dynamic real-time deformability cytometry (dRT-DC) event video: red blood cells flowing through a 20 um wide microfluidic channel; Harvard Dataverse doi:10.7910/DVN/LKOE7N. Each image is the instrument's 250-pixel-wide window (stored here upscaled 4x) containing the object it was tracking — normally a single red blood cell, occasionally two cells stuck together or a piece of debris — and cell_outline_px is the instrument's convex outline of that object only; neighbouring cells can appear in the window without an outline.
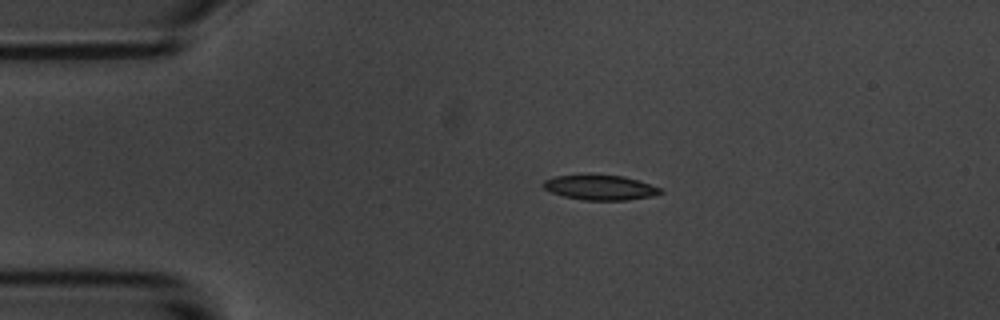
{"species": "common noctule bat (a hibernating species)", "species_latin": "Nyctalus noctula", "temperature_condition": "room temperature", "stored_images_in_passage": 46, "camera_frame_rate_fps": 3000, "um_per_image_px": 0.085, "animal": {"sex": "male", "body_mass_g": 20.1, "forearm_length_mm": 53.5}, "frame": {"image": 1, "passage_image": 1, "time_ms": 0.0, "image_size_px": [1000, 320], "cell_outline_px": [[664, 192], [652, 196], [624, 200], [584, 200], [564, 196], [552, 192], [544, 188], [544, 180], [552, 176], [584, 172], [588, 172], [624, 176], [660, 188]], "centroid_in_image_um": [50.94, 15.88], "position_along_channel_um": 34.1, "area_um2": 17.51}}
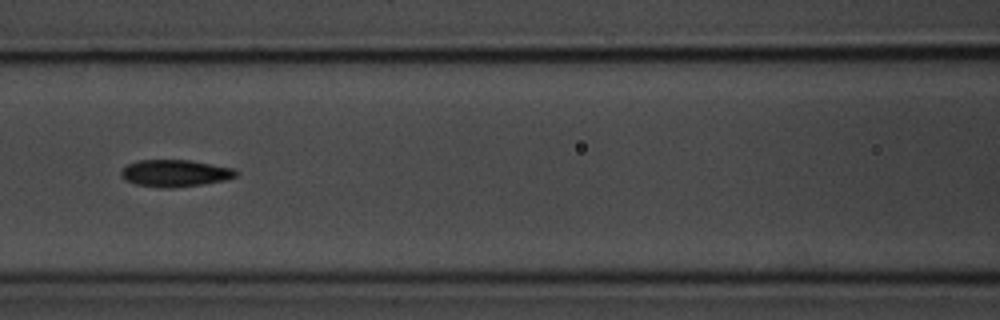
{"frame": {"image": 2, "passage_image": 14, "time_ms": 4.333, "image_size_px": [1000, 320], "cell_outline_px": [[240, 172], [236, 176], [224, 180], [204, 184], [172, 188], [160, 188], [136, 184], [124, 180], [120, 176], [120, 172], [128, 164], [140, 160], [192, 160], [232, 168]], "centroid_in_image_um": [14.87, 14.73], "position_along_channel_um": 151.7, "area_um2": 18.15}}
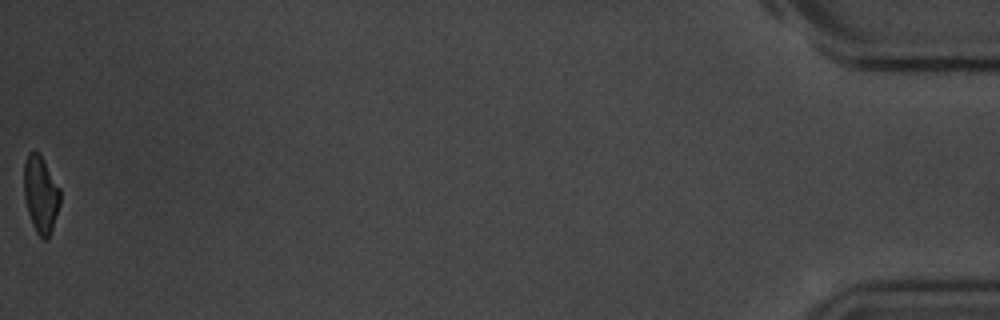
{"frame": {"image": 3, "passage_image": 46, "time_ms": 15.0, "image_size_px": [1000, 320], "cell_outline_px": [[60, 204], [48, 240], [44, 240], [36, 232], [32, 224], [28, 212], [24, 196], [24, 164], [28, 152], [36, 152], [44, 160], [60, 188]], "centroid_in_image_um": [3.46, 16.54], "position_along_channel_um": 431.7, "area_um2": 16.13}, "authors_computed_cell_mechanics": {"area_um2": 17.5712, "velocity_mm_per_s": 3.5622, "shape_relaxation_time_tau1_ms": 3.1578, "shape_relaxation_time_tau2_ms": 3.8519, "deformation_change_tau1": 0.134, "deformation_change_tau2": 0.0921}}